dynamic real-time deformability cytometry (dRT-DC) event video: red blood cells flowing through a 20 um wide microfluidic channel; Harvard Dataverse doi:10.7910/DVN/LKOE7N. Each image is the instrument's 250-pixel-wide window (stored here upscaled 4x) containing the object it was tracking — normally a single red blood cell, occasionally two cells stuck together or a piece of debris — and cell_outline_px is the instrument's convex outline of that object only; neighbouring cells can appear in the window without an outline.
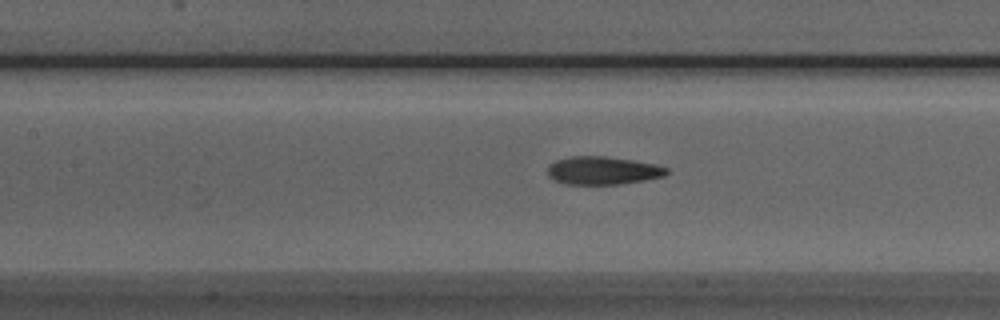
{"species": "Egyptian fruit bat (a non-hibernating species)", "species_latin": "Rousettus aegyptiacus", "temperature_condition": "room temperature", "stored_images_in_passage": 40, "camera_frame_rate_fps": 3000, "um_per_image_px": 0.085, "animal": {"sex": "male"}, "frame": {"image": 1, "passage_image": 22, "time_ms": 7.0, "image_size_px": [1000, 320], "cell_outline_px": [[668, 172], [664, 176], [644, 180], [620, 184], [564, 184], [552, 180], [548, 176], [548, 168], [556, 160], [572, 156], [604, 156], [632, 160], [656, 164], [668, 168]], "centroid_in_image_um": [51.23, 14.5], "position_along_channel_um": 156.2, "area_um2": 19.42}}
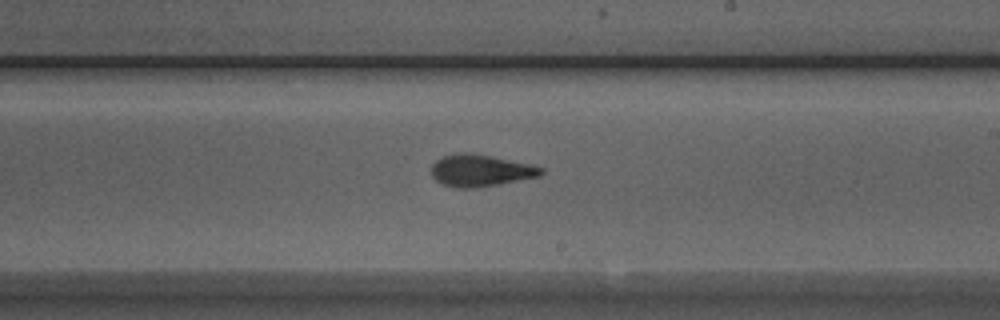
{"frame": {"image": 2, "passage_image": 29, "time_ms": 9.333, "image_size_px": [1000, 320], "cell_outline_px": [[544, 172], [540, 176], [476, 188], [456, 188], [444, 184], [436, 180], [432, 176], [432, 164], [436, 160], [444, 156], [464, 152], [488, 156], [528, 164], [544, 168]], "centroid_in_image_um": [40.82, 14.51], "position_along_channel_um": 248.2, "area_um2": 19.94}}
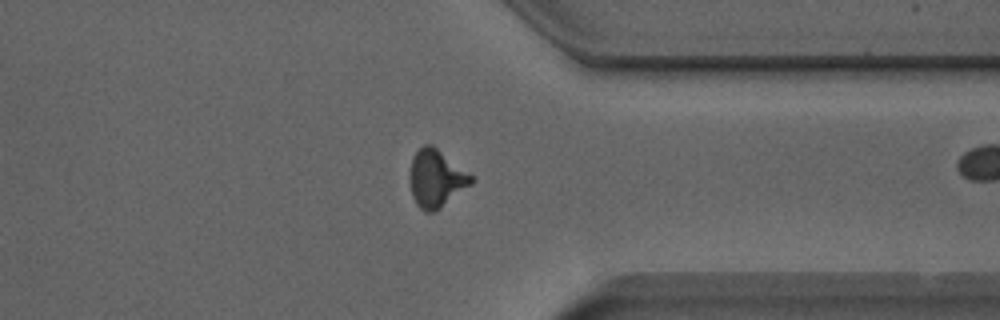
{"frame": {"image": 3, "passage_image": 39, "time_ms": 12.667, "image_size_px": [1000, 320], "cell_outline_px": [[476, 180], [472, 184], [440, 208], [432, 212], [424, 212], [416, 204], [412, 196], [408, 176], [412, 160], [416, 152], [424, 144], [432, 144], [472, 176]], "centroid_in_image_um": [37.05, 15.19], "position_along_channel_um": 374.3, "area_um2": 20.52}}